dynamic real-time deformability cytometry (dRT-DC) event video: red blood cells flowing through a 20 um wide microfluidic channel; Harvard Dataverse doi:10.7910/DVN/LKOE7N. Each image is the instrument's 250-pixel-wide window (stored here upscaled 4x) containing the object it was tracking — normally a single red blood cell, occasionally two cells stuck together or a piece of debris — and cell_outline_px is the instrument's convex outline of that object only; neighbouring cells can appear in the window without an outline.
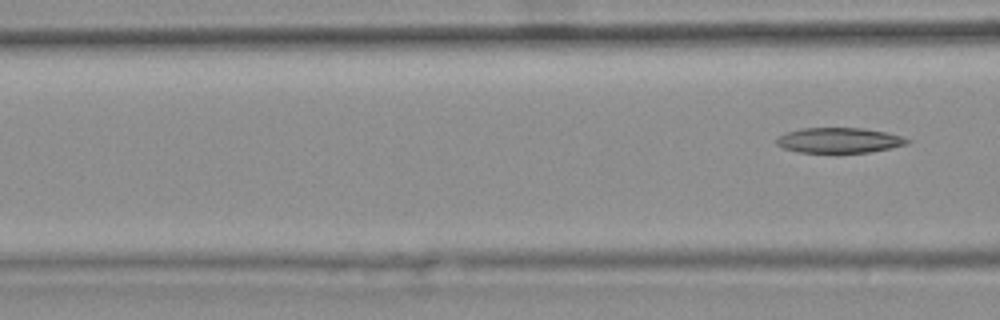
{"species": "common noctule bat (a hibernating species)", "species_latin": "Nyctalus noctula", "temperature_condition": "warm", "stored_images_in_passage": 7, "segment_of_instrument_passage": [2, 2], "camera_frame_rate_fps": 3000, "um_per_image_px": 0.085, "animal": {"sex": "female", "body_mass_g": 25.1}, "frame": {"image": 1, "passage_image": 7, "time_ms": 2.0, "image_size_px": [1000, 320], "cell_outline_px": [[912, 140], [908, 144], [868, 152], [800, 152], [784, 148], [776, 144], [776, 140], [784, 132], [800, 128], [864, 128], [884, 132], [900, 136]], "centroid_in_image_um": [71.3, 11.91], "position_along_channel_um": 95.3, "area_um2": 19.02}}